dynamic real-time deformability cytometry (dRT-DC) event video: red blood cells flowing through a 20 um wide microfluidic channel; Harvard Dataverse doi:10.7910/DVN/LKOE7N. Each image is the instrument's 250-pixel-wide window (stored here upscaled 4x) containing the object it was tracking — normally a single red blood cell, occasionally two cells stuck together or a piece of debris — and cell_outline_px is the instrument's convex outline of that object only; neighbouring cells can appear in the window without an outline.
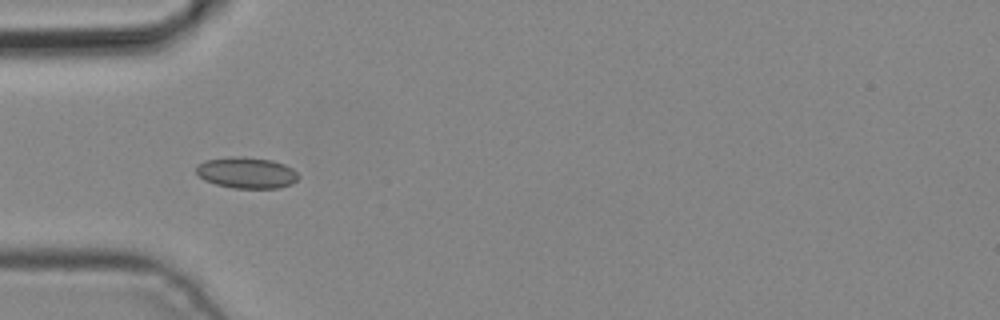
{"species": "common noctule bat (a hibernating species)", "species_latin": "Nyctalus noctula", "temperature_condition": "cold", "stored_images_in_passage": 6, "camera_frame_rate_fps": 3000, "um_per_image_px": 0.085, "animal": {"sex": "male", "body_mass_g": 19.2, "forearm_length_mm": 51.8}, "frame": {"image": 1, "passage_image": 5, "time_ms": 1.333, "image_size_px": [1000, 320], "cell_outline_px": [[300, 176], [292, 184], [280, 188], [232, 188], [216, 184], [204, 180], [196, 172], [196, 164], [204, 160], [232, 156], [244, 156], [272, 160], [284, 164], [292, 168]], "centroid_in_image_um": [20.95, 14.67], "position_along_channel_um": 64.0, "area_um2": 18.79}}
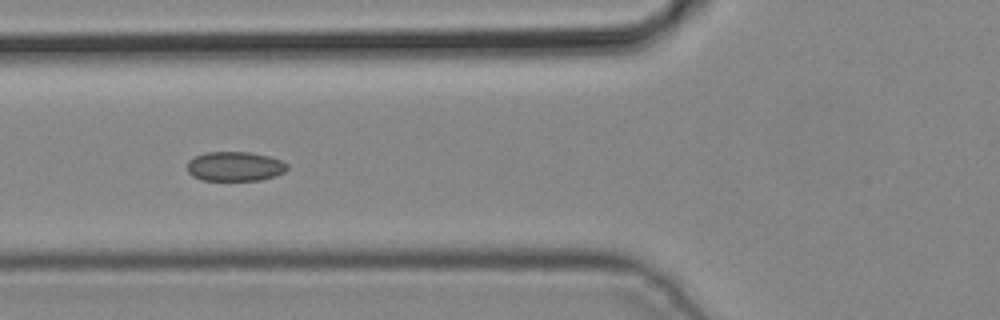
{"frame": {"image": 2, "passage_image": 6, "time_ms": 1.667, "image_size_px": [1000, 320], "cell_outline_px": [[288, 168], [284, 172], [276, 176], [260, 180], [200, 180], [192, 176], [188, 172], [188, 160], [204, 152], [248, 152], [268, 156], [280, 160], [288, 164]], "centroid_in_image_um": [19.96, 14.14], "position_along_channel_um": 105.8, "area_um2": 17.22}}